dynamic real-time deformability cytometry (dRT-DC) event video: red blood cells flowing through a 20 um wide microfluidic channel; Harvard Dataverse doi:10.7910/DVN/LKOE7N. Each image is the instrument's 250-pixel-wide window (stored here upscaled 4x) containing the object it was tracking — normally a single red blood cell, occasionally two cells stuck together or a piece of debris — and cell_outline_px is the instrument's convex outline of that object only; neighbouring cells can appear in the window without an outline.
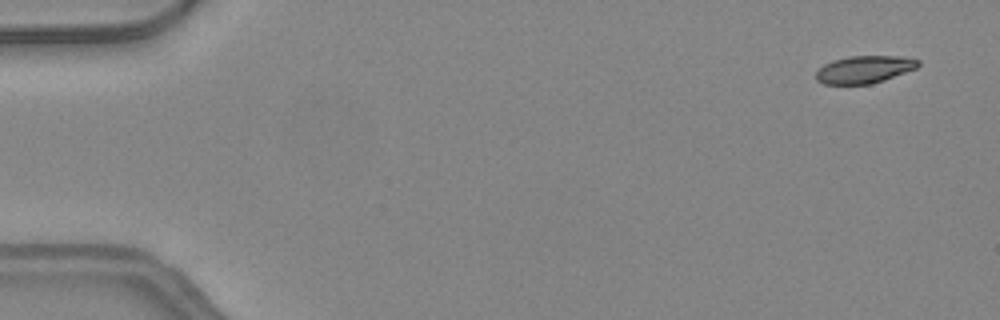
{"species": "common noctule bat (a hibernating species)", "species_latin": "Nyctalus noctula", "temperature_condition": "warm", "stored_images_in_passage": 17, "camera_frame_rate_fps": 3000, "um_per_image_px": 0.085, "animal": {"sex": "female", "body_mass_g": 24.6, "forearm_length_mm": 56.2}, "frame": {"image": 1, "passage_image": 3, "time_ms": 0.667, "image_size_px": [1000, 320], "cell_outline_px": [[920, 64], [916, 68], [884, 80], [872, 84], [824, 84], [816, 80], [816, 72], [824, 64], [832, 60], [852, 56], [904, 56], [920, 60]], "centroid_in_image_um": [73.48, 5.9], "position_along_channel_um": 11.5, "area_um2": 16.36}}
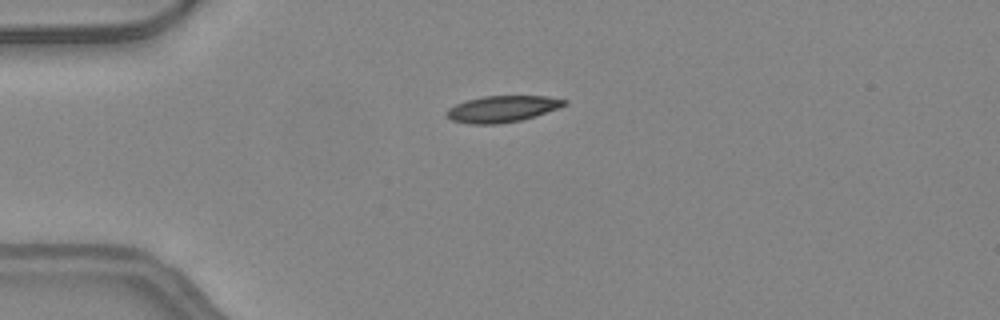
{"frame": {"image": 2, "passage_image": 13, "time_ms": 4.0, "image_size_px": [1000, 320], "cell_outline_px": [[568, 104], [520, 120], [500, 124], [468, 124], [452, 120], [444, 116], [444, 112], [448, 108], [456, 104], [468, 100], [484, 96], [548, 96], [568, 100]], "centroid_in_image_um": [42.63, 9.26], "position_along_channel_um": 42.4, "area_um2": 18.03}}